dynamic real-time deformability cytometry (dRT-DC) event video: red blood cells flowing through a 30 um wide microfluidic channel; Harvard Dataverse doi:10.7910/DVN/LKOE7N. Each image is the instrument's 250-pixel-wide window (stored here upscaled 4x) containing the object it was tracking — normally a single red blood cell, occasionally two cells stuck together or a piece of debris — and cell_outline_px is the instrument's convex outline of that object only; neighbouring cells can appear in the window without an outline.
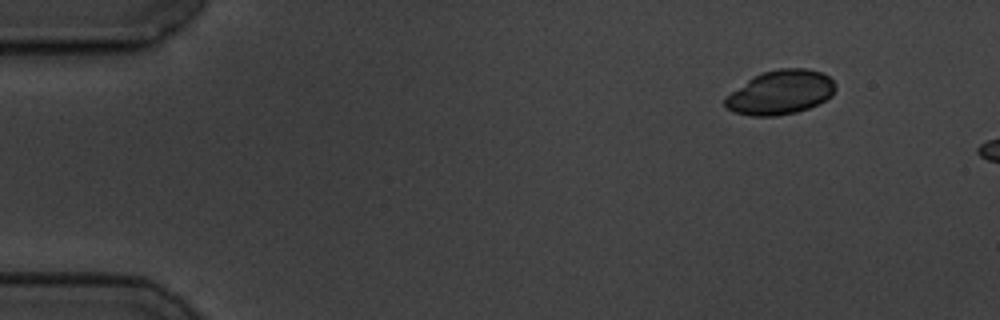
{"species": "common noctule bat (a hibernating species)", "species_latin": "Nyctalus noctula", "temperature_condition": "cold", "stored_images_in_passage": 6, "camera_frame_rate_fps": 3000, "um_per_image_px": 0.085, "animal": {"sex": "male", "body_mass_g": 19.5, "forearm_length_mm": 54.6}, "frame": {"image": 1, "passage_image": 1, "time_ms": 0.0, "image_size_px": [1000, 320], "cell_outline_px": [[836, 88], [832, 96], [808, 108], [796, 112], [776, 116], [752, 116], [736, 112], [728, 108], [724, 104], [724, 96], [752, 76], [764, 72], [780, 68], [804, 68], [820, 72], [828, 76], [836, 84]], "centroid_in_image_um": [66.31, 7.84], "position_along_channel_um": 18.7, "area_um2": 28.38}}